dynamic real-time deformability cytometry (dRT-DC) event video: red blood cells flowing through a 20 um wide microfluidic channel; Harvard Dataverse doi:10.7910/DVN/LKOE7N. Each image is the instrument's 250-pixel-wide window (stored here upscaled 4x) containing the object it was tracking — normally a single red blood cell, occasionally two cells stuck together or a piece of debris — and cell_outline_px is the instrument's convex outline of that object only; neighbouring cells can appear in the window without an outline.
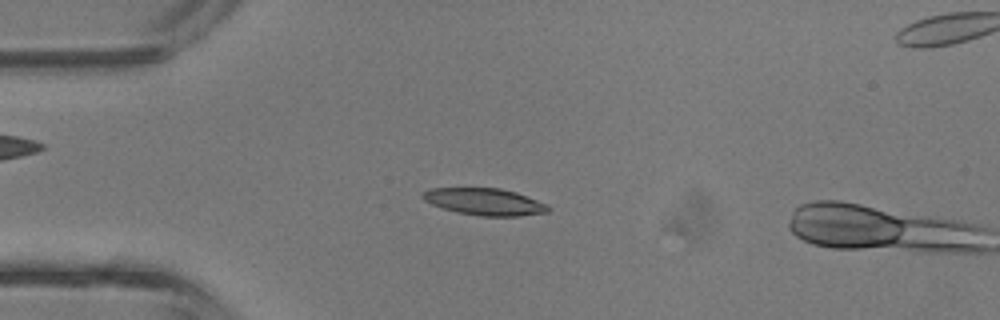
{"species": "common noctule bat (a hibernating species)", "species_latin": "Nyctalus noctula", "temperature_condition": "room temperature", "stored_images_in_passage": 11, "camera_frame_rate_fps": 3000, "um_per_image_px": 0.085, "animal": {"sex": "male", "body_mass_g": 13.3}, "frame": {"image": 1, "passage_image": 10, "time_ms": 3.0, "image_size_px": [1000, 320], "cell_outline_px": [[548, 212], [520, 216], [480, 216], [456, 212], [432, 204], [424, 200], [420, 196], [420, 192], [432, 188], [500, 188], [516, 192], [548, 204]], "centroid_in_image_um": [41.17, 17.14], "position_along_channel_um": 43.8, "area_um2": 19.71}}